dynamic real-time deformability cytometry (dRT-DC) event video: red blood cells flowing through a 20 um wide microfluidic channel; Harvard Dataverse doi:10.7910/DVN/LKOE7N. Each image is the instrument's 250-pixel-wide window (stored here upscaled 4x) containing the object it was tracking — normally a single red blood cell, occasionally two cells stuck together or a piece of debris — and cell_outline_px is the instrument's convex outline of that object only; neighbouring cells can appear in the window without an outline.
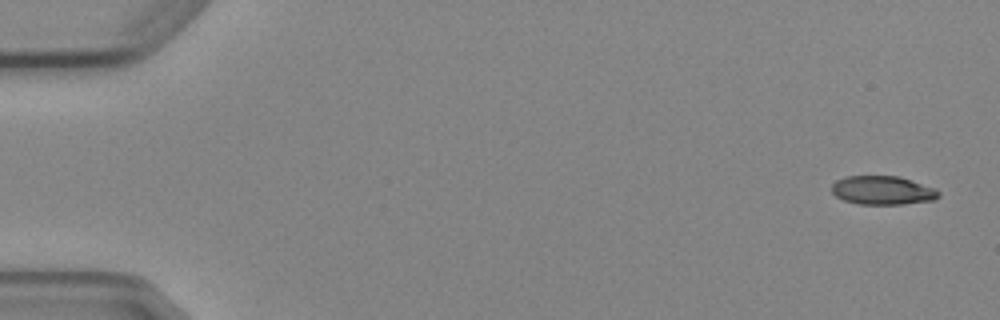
{"species": "Egyptian fruit bat (a non-hibernating species)", "species_latin": "Rousettus aegyptiacus", "temperature_condition": "cold", "stored_images_in_passage": 5, "camera_frame_rate_fps": 3000, "um_per_image_px": 0.085, "animal": {"sex": "female"}, "frame": {"image": 1, "passage_image": 1, "time_ms": 0.0, "image_size_px": [1000, 320], "cell_outline_px": [[940, 196], [936, 200], [904, 204], [856, 204], [844, 200], [836, 196], [832, 192], [832, 184], [836, 180], [844, 176], [900, 176], [936, 188], [940, 192]], "centroid_in_image_um": [75.05, 16.18], "position_along_channel_um": 9.9, "area_um2": 18.15}}
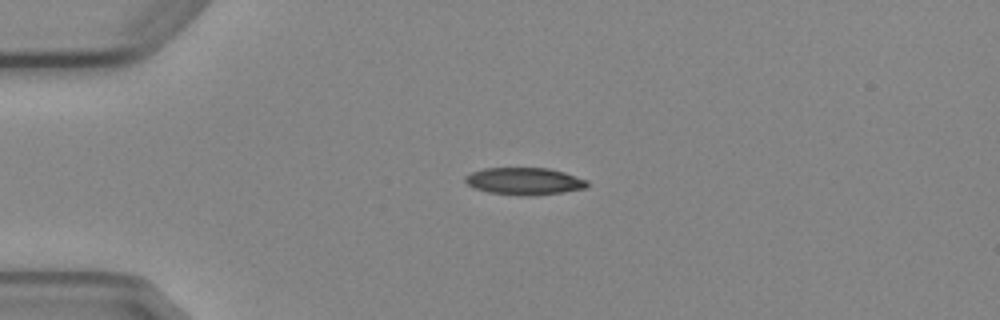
{"frame": {"image": 2, "passage_image": 4, "time_ms": 3.667, "image_size_px": [1000, 320], "cell_outline_px": [[588, 188], [564, 192], [532, 196], [520, 196], [488, 192], [476, 188], [468, 184], [464, 180], [464, 176], [472, 172], [484, 168], [548, 168], [564, 172], [588, 180]], "centroid_in_image_um": [44.6, 15.41], "position_along_channel_um": 40.4, "area_um2": 19.48}}